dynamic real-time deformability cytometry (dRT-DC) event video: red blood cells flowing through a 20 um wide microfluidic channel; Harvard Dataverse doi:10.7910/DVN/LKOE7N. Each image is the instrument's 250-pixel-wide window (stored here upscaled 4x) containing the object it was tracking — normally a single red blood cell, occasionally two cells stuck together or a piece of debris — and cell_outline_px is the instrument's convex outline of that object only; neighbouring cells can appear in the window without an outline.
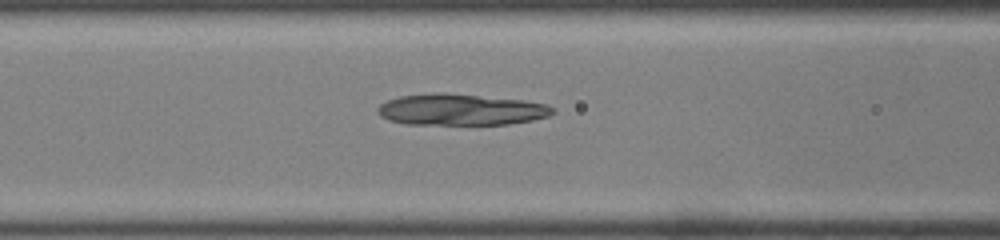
{"species": "common noctule bat (a hibernating species)", "species_latin": "Nyctalus noctula", "temperature_condition": "room temperature", "stored_images_in_passage": 39, "camera_frame_rate_fps": 3000, "um_per_image_px": 0.085, "animal": {"sex": "male", "body_mass_g": 19.0, "forearm_length_mm": 50.8}, "frame": {"image": 1, "passage_image": 12, "time_ms": 3.667, "image_size_px": [1000, 240], "cell_outline_px": [[556, 112], [548, 116], [532, 120], [508, 124], [404, 124], [388, 120], [380, 116], [376, 112], [376, 108], [380, 104], [388, 100], [400, 96], [444, 92], [524, 100], [544, 104], [556, 108]], "centroid_in_image_um": [39.16, 9.32], "position_along_channel_um": 127.4, "area_um2": 32.02}}
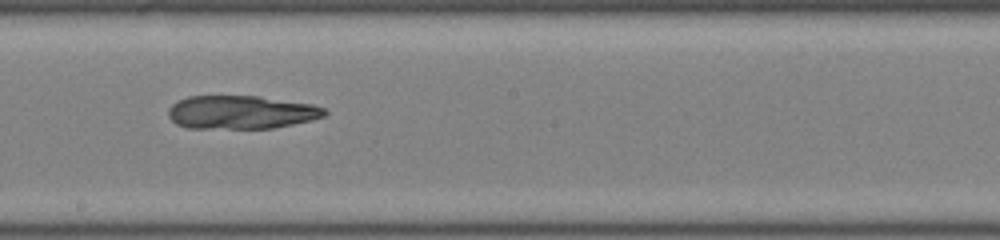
{"frame": {"image": 2, "passage_image": 19, "time_ms": 6.0, "image_size_px": [1000, 240], "cell_outline_px": [[328, 112], [324, 116], [312, 120], [272, 128], [188, 128], [176, 124], [168, 116], [168, 108], [172, 104], [188, 96], [260, 96], [312, 104], [324, 108]], "centroid_in_image_um": [20.49, 9.54], "position_along_channel_um": 227.7, "area_um2": 30.4}}
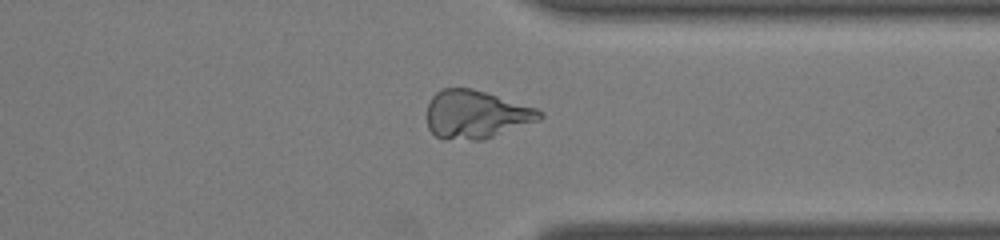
{"frame": {"image": 3, "passage_image": 29, "time_ms": 9.333, "image_size_px": [1000, 240], "cell_outline_px": [[544, 116], [540, 120], [484, 140], [444, 140], [436, 136], [428, 128], [428, 104], [432, 96], [440, 88], [472, 88], [536, 108], [544, 112]], "centroid_in_image_um": [40.46, 9.74], "position_along_channel_um": 370.9, "area_um2": 31.85}}